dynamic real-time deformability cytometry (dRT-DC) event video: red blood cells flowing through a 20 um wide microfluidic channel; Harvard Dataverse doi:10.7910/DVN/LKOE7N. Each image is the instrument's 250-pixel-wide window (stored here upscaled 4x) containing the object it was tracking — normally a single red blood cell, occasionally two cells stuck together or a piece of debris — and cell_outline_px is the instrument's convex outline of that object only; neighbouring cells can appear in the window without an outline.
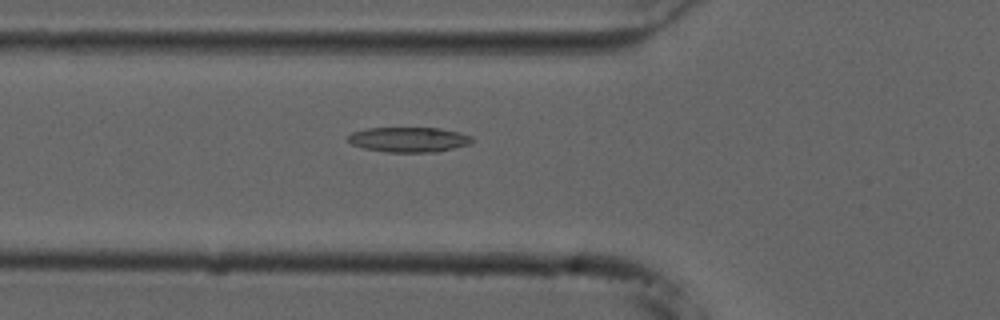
{"species": "common noctule bat (a hibernating species)", "species_latin": "Nyctalus noctula", "temperature_condition": "cold", "stored_images_in_passage": 47, "camera_frame_rate_fps": 3000, "um_per_image_px": 0.085, "animal": {"sex": "male", "forearm_length_mm": 52.5}, "frame": {"image": 1, "passage_image": 12, "time_ms": 3.667, "image_size_px": [1000, 320], "cell_outline_px": [[472, 144], [436, 152], [388, 152], [364, 148], [352, 144], [348, 140], [348, 136], [352, 132], [368, 128], [440, 128], [472, 136]], "centroid_in_image_um": [34.76, 11.87], "position_along_channel_um": 91.0, "area_um2": 17.98}}
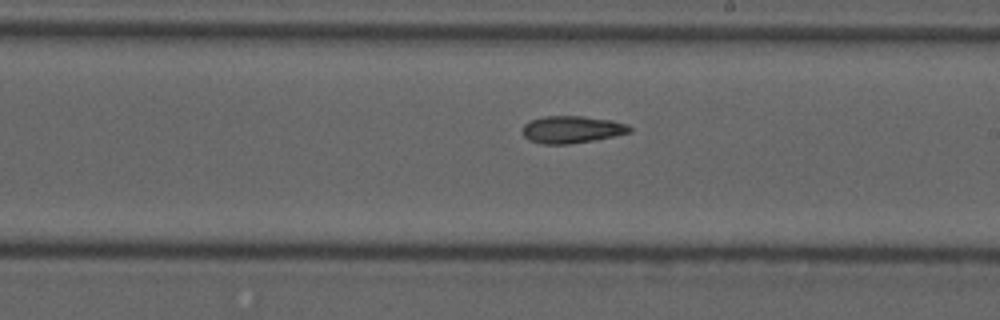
{"frame": {"image": 2, "passage_image": 24, "time_ms": 7.667, "image_size_px": [1000, 320], "cell_outline_px": [[632, 132], [616, 136], [596, 140], [568, 144], [544, 144], [528, 140], [520, 132], [524, 124], [532, 120], [544, 116], [584, 116], [612, 120], [628, 124], [632, 128]], "centroid_in_image_um": [48.62, 11.01], "position_along_channel_um": 240.4, "area_um2": 17.28}}
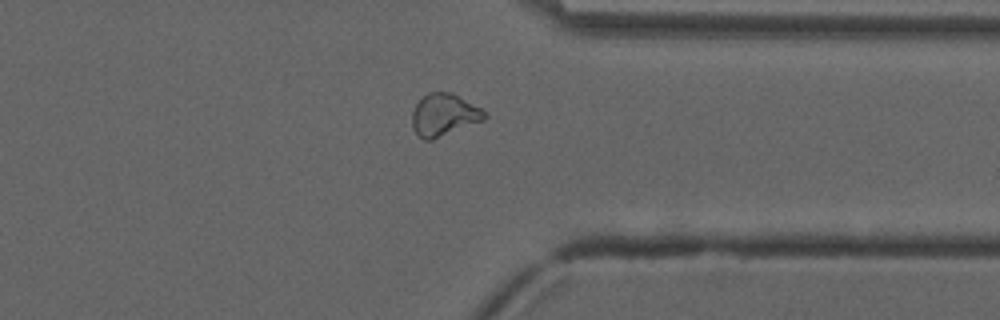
{"frame": {"image": 3, "passage_image": 35, "time_ms": 11.333, "image_size_px": [1000, 320], "cell_outline_px": [[488, 116], [484, 120], [432, 140], [424, 140], [412, 128], [412, 112], [416, 104], [428, 92], [452, 92], [480, 108]], "centroid_in_image_um": [37.73, 9.76], "position_along_channel_um": 373.7, "area_um2": 17.69}, "authors_computed_cell_mechanics": {"area_um2": 17.6868, "velocity_mm_per_s": 3.7253, "shape_relaxation_time_tau1_ms": null, "shape_relaxation_time_tau2_ms": 6.6557, "deformation_change_tau1": null, "deformation_change_tau2": 0.1443}}